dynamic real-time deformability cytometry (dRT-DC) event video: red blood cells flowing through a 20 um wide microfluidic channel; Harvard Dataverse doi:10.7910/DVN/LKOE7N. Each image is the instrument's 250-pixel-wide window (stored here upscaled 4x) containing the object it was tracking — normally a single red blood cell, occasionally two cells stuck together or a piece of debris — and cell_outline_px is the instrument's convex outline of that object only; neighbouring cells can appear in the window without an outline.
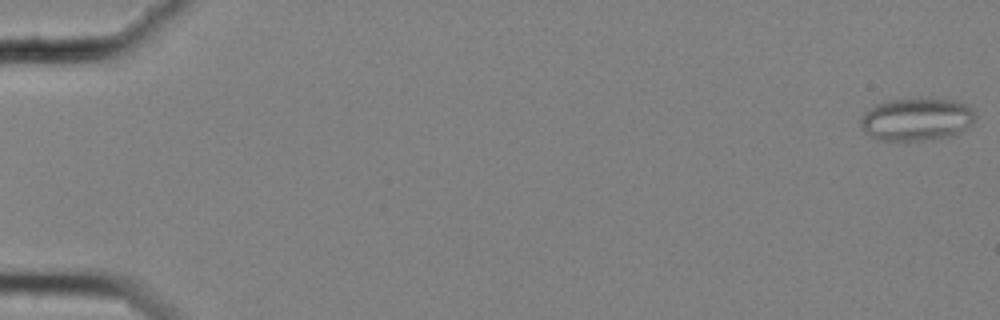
{"species": "common noctule bat (a hibernating species)", "species_latin": "Nyctalus noctula", "temperature_condition": "cold", "stored_images_in_passage": 52, "camera_frame_rate_fps": 3000, "um_per_image_px": 0.085, "animal": {"sex": "female", "body_mass_g": 25.1}, "frame": {"image": 1, "passage_image": 1, "time_ms": 0.0, "image_size_px": [1000, 320], "cell_outline_px": [[976, 116], [972, 124], [968, 128], [952, 136], [924, 140], [876, 140], [864, 132], [860, 124], [860, 120], [864, 112], [876, 104], [888, 100], [956, 100], [964, 104], [976, 112]], "centroid_in_image_um": [77.9, 10.17], "position_along_channel_um": 7.1, "area_um2": 28.38}}
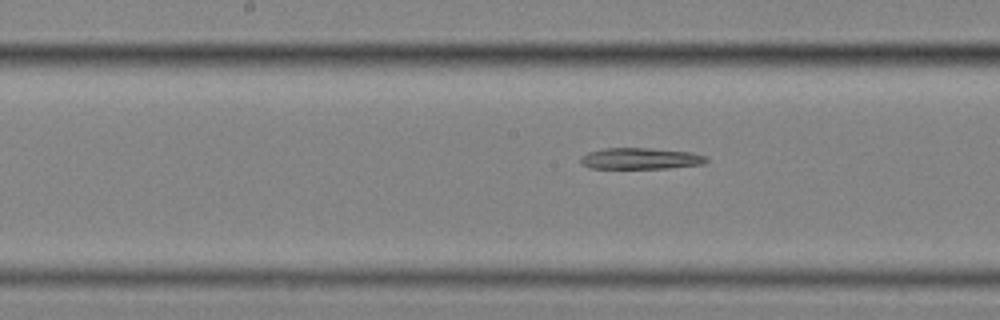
{"frame": {"image": 2, "passage_image": 31, "time_ms": 10.0, "image_size_px": [1000, 320], "cell_outline_px": [[708, 160], [704, 164], [668, 168], [588, 168], [580, 164], [580, 156], [588, 152], [604, 148], [652, 148], [692, 152], [708, 156]], "centroid_in_image_um": [54.44, 13.47], "position_along_channel_um": 193.8, "area_um2": 15.84}}
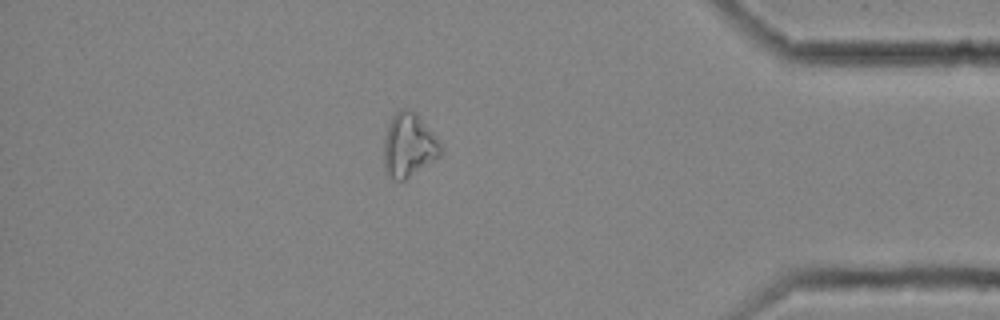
{"frame": {"image": 3, "passage_image": 51, "time_ms": 16.667, "image_size_px": [1000, 320], "cell_outline_px": [[440, 156], [404, 180], [396, 180], [388, 176], [384, 168], [384, 136], [388, 124], [392, 116], [400, 108], [408, 108], [416, 112], [440, 144]], "centroid_in_image_um": [34.7, 12.33], "position_along_channel_um": 400.5, "area_um2": 20.87}}